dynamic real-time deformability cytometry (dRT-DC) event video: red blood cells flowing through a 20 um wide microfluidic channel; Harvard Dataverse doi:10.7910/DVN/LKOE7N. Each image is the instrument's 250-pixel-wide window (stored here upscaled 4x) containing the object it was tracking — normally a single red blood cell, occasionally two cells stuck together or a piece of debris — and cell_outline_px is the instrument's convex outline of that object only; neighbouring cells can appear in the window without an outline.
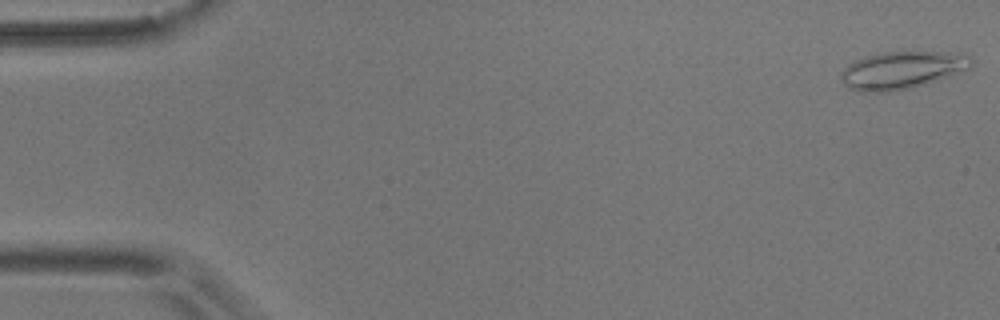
{"species": "common noctule bat (a hibernating species)", "species_latin": "Nyctalus noctula", "temperature_condition": "room temperature", "stored_images_in_passage": 11, "camera_frame_rate_fps": 3000, "um_per_image_px": 0.085, "animal": {"sex": "male", "body_mass_g": 17.9}, "frame": {"image": 1, "passage_image": 1, "time_ms": 0.0, "image_size_px": [1000, 320], "cell_outline_px": [[972, 64], [968, 68], [948, 76], [920, 84], [904, 88], [884, 92], [864, 92], [852, 88], [844, 84], [840, 80], [840, 72], [848, 64], [856, 60], [868, 56], [884, 52], [956, 52], [972, 56]], "centroid_in_image_um": [76.64, 5.93], "position_along_channel_um": 8.4, "area_um2": 27.8}}